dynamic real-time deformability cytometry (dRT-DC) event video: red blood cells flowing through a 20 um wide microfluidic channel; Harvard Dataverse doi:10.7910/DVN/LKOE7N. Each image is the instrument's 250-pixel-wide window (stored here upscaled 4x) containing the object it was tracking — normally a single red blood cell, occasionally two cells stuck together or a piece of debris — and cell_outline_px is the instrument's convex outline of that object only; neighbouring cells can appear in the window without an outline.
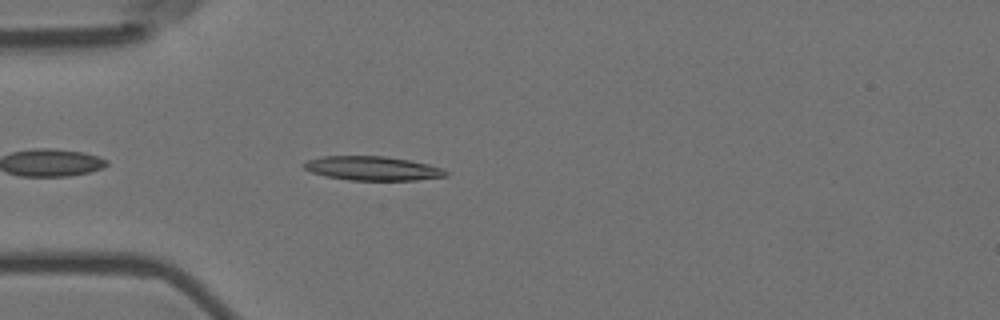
{"species": "Egyptian fruit bat (a non-hibernating species)", "species_latin": "Rousettus aegyptiacus", "temperature_condition": "room temperature", "stored_images_in_passage": 6, "camera_frame_rate_fps": 3000, "um_per_image_px": 0.085, "animal": {"sex": "female"}, "frame": {"image": 1, "passage_image": 5, "time_ms": 1.333, "image_size_px": [1000, 320], "cell_outline_px": [[448, 176], [416, 180], [348, 180], [324, 176], [312, 172], [304, 168], [304, 164], [308, 160], [324, 156], [388, 156], [428, 164], [444, 168], [448, 172]], "centroid_in_image_um": [31.71, 14.31], "position_along_channel_um": 53.3, "area_um2": 19.94}}